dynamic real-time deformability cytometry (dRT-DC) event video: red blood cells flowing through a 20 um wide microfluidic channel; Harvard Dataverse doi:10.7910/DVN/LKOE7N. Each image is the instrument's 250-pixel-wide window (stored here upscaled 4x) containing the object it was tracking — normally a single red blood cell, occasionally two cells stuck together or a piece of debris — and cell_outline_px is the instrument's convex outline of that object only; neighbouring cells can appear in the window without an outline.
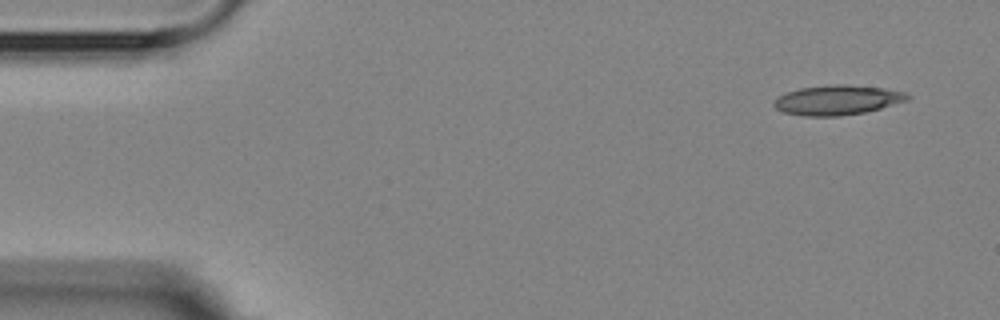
{"species": "Egyptian fruit bat (a non-hibernating species)", "species_latin": "Rousettus aegyptiacus", "temperature_condition": "room temperature", "stored_images_in_passage": 4, "camera_frame_rate_fps": 3000, "um_per_image_px": 0.085, "animal": {"sex": "female"}, "frame": {"image": 1, "passage_image": 1, "time_ms": 0.0, "image_size_px": [1000, 320], "cell_outline_px": [[912, 96], [908, 100], [880, 108], [864, 112], [840, 116], [804, 116], [784, 112], [776, 108], [772, 104], [780, 96], [788, 92], [800, 88], [836, 84], [848, 84], [884, 88], [904, 92]], "centroid_in_image_um": [71.2, 8.5], "position_along_channel_um": 13.8, "area_um2": 22.95}}
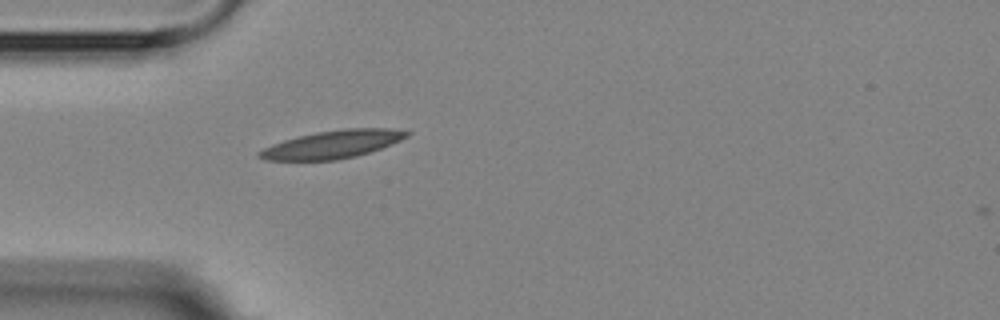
{"frame": {"image": 2, "passage_image": 4, "time_ms": 3.333, "image_size_px": [1000, 320], "cell_outline_px": [[412, 132], [408, 136], [400, 140], [380, 148], [356, 156], [336, 160], [264, 160], [256, 156], [256, 152], [272, 144], [284, 140], [316, 132], [344, 128], [392, 128]], "centroid_in_image_um": [28.24, 12.27], "position_along_channel_um": 56.8, "area_um2": 23.87}}